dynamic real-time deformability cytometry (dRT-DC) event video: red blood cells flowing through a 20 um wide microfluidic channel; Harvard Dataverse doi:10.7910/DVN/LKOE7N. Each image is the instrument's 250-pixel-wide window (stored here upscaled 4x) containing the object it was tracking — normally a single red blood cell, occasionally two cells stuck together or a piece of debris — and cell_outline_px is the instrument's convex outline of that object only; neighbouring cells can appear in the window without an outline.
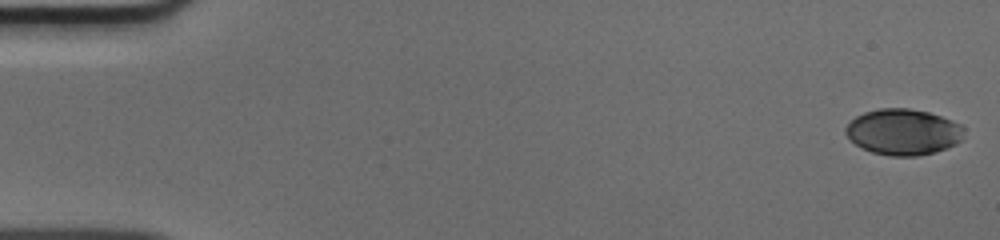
{"species": "human", "species_latin": "Homo sapiens", "temperature_condition": "cold", "stored_images_in_passage": 51, "camera_frame_rate_fps": 3000, "um_per_image_px": 0.085, "donor": {"sex": "male"}, "frame": {"image": 1, "passage_image": 1, "time_ms": 0.0, "image_size_px": [1000, 240], "cell_outline_px": [[964, 140], [956, 144], [936, 152], [916, 156], [888, 156], [872, 152], [856, 144], [844, 132], [844, 128], [856, 116], [864, 112], [880, 108], [908, 108], [928, 112], [952, 120], [960, 124], [964, 128]], "centroid_in_image_um": [76.8, 11.22], "position_along_channel_um": 8.2, "area_um2": 31.85}}
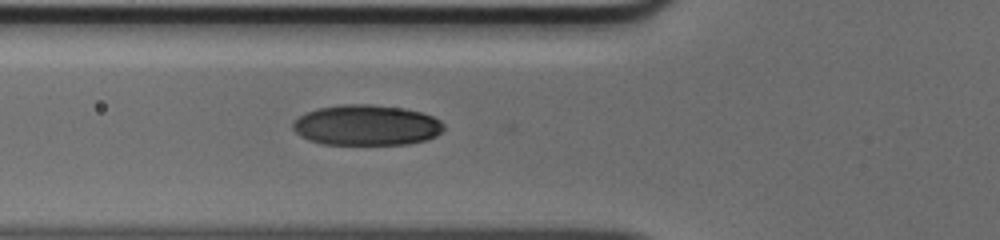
{"frame": {"image": 2, "passage_image": 19, "time_ms": 6.0, "image_size_px": [1000, 240], "cell_outline_px": [[444, 128], [436, 136], [428, 140], [408, 144], [320, 144], [308, 140], [300, 136], [292, 128], [292, 120], [304, 112], [316, 108], [340, 104], [372, 104], [404, 108], [420, 112], [432, 116], [440, 120], [444, 124]], "centroid_in_image_um": [31.11, 10.63], "position_along_channel_um": 94.7, "area_um2": 36.13}}
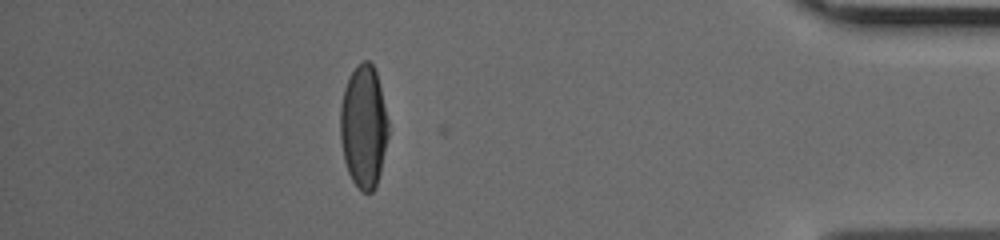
{"frame": {"image": 3, "passage_image": 45, "time_ms": 14.667, "image_size_px": [1000, 240], "cell_outline_px": [[388, 136], [380, 172], [376, 184], [372, 192], [360, 192], [352, 180], [348, 172], [344, 160], [340, 140], [340, 108], [344, 88], [348, 76], [364, 60], [368, 60], [372, 64], [376, 72], [388, 120]], "centroid_in_image_um": [30.89, 10.78], "position_along_channel_um": 404.3, "area_um2": 34.22}}